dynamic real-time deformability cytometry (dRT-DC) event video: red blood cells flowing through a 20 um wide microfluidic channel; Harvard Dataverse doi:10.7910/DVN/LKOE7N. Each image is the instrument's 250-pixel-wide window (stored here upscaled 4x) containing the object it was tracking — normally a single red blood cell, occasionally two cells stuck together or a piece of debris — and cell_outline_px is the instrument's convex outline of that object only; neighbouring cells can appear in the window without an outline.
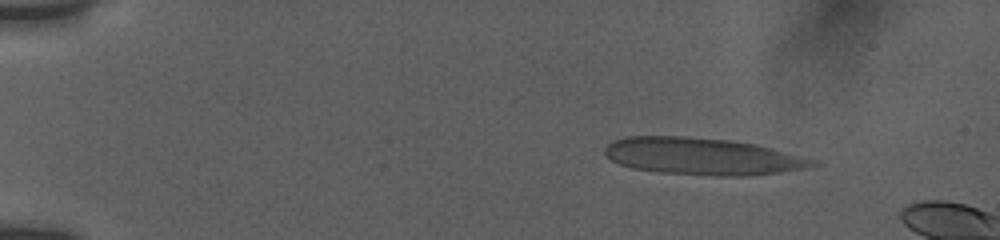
{"species": "human", "species_latin": "Homo sapiens", "temperature_condition": "room temperature", "stored_images_in_passage": 12, "camera_frame_rate_fps": 3000, "um_per_image_px": 0.085, "donor": {"sex": "female"}, "frame": {"image": 1, "passage_image": 4, "time_ms": 1.667, "image_size_px": [1000, 240], "cell_outline_px": [[820, 164], [804, 168], [748, 176], [716, 176], [660, 172], [632, 168], [620, 164], [612, 160], [604, 152], [604, 148], [608, 144], [616, 140], [628, 136], [684, 136], [732, 140], [756, 144], [816, 160]], "centroid_in_image_um": [59.69, 13.28], "position_along_channel_um": 25.3, "area_um2": 44.56}}